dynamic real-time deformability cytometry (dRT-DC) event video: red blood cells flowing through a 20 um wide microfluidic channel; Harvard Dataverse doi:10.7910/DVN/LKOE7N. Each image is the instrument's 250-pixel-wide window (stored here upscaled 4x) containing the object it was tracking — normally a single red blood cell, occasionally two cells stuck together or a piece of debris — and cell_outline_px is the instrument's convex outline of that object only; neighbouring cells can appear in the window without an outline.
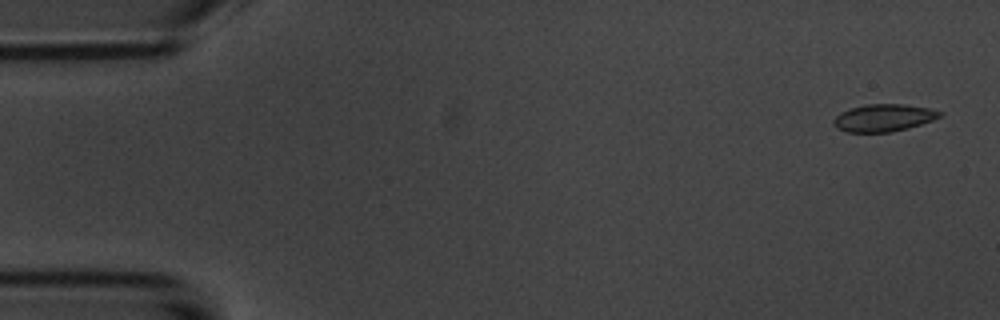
{"species": "common noctule bat (a hibernating species)", "species_latin": "Nyctalus noctula", "temperature_condition": "room temperature", "stored_images_in_passage": 6, "camera_frame_rate_fps": 3000, "um_per_image_px": 0.085, "animal": {"sex": "male", "body_mass_g": 20.1, "forearm_length_mm": 53.5}, "frame": {"image": 1, "passage_image": 1, "time_ms": 0.0, "image_size_px": [1000, 320], "cell_outline_px": [[944, 112], [940, 116], [932, 120], [908, 128], [892, 132], [848, 132], [836, 128], [832, 124], [832, 120], [840, 112], [852, 108], [868, 104], [904, 104], [928, 108]], "centroid_in_image_um": [75.08, 10.02], "position_along_channel_um": 9.9, "area_um2": 16.88}}